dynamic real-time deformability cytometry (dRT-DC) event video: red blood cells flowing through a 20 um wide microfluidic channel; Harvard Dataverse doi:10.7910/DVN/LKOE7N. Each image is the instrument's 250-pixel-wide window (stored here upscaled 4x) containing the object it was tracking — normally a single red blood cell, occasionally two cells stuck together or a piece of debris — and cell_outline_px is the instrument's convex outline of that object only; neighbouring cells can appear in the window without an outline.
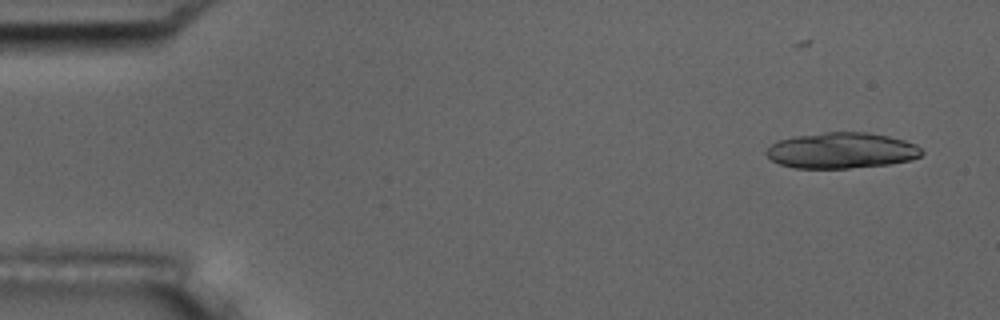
{"species": "common noctule bat (a hibernating species)", "species_latin": "Nyctalus noctula", "temperature_condition": "room temperature", "stored_images_in_passage": 6, "camera_frame_rate_fps": 3000, "um_per_image_px": 0.085, "animal": {"sex": "male", "body_mass_g": 17.5, "forearm_length_mm": 52.3}, "frame": {"image": 1, "passage_image": 1, "time_ms": 0.0, "image_size_px": [1000, 320], "cell_outline_px": [[924, 152], [920, 156], [912, 160], [888, 164], [848, 168], [796, 168], [780, 164], [772, 160], [764, 152], [776, 140], [796, 136], [824, 132], [868, 132], [888, 136], [904, 140], [916, 144]], "centroid_in_image_um": [71.54, 12.79], "position_along_channel_um": 13.5, "area_um2": 32.48}}